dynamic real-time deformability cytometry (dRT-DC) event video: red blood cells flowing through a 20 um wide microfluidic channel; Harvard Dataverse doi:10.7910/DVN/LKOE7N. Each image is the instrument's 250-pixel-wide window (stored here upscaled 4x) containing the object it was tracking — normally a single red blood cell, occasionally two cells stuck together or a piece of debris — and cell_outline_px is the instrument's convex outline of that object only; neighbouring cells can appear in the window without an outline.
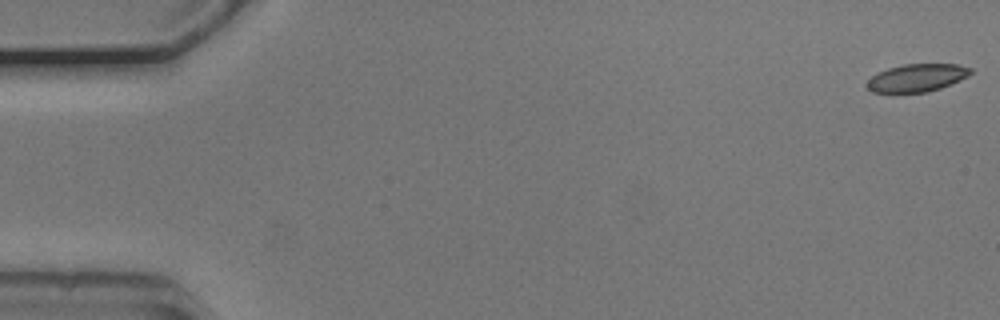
{"species": "common noctule bat (a hibernating species)", "species_latin": "Nyctalus noctula", "temperature_condition": "cold", "stored_images_in_passage": 10, "camera_frame_rate_fps": 3000, "um_per_image_px": 0.085, "animal": {"sex": "male", "body_mass_g": 20.5, "forearm_length_mm": 52.5}, "frame": {"image": 1, "passage_image": 1, "time_ms": 0.0, "image_size_px": [1000, 320], "cell_outline_px": [[972, 72], [968, 76], [960, 80], [940, 88], [928, 92], [872, 92], [864, 84], [872, 76], [888, 68], [904, 64], [960, 64], [972, 68]], "centroid_in_image_um": [77.96, 6.61], "position_along_channel_um": 7.0, "area_um2": 16.7}}